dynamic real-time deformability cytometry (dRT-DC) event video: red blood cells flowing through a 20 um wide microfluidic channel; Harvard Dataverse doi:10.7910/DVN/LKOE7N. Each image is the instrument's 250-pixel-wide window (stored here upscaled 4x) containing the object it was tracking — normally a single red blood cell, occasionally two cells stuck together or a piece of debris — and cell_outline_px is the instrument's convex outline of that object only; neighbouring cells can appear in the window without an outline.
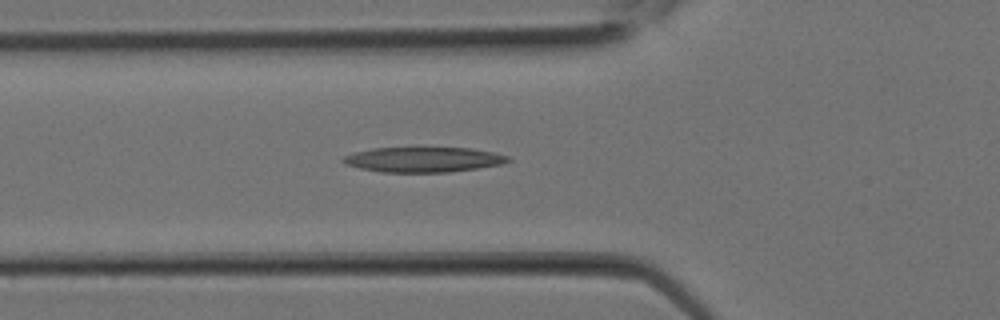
{"species": "Egyptian fruit bat (a non-hibernating species)", "species_latin": "Rousettus aegyptiacus", "temperature_condition": "room temperature", "stored_images_in_passage": 25, "camera_frame_rate_fps": 3000, "um_per_image_px": 0.085, "animal": {"sex": "female"}, "frame": {"image": 1, "passage_image": 8, "time_ms": 2.333, "image_size_px": [1000, 320], "cell_outline_px": [[512, 160], [500, 164], [476, 168], [448, 172], [380, 172], [360, 168], [344, 164], [340, 160], [344, 156], [352, 152], [372, 148], [468, 148], [496, 152], [508, 156]], "centroid_in_image_um": [35.94, 13.56], "position_along_channel_um": 89.9, "area_um2": 24.1}}
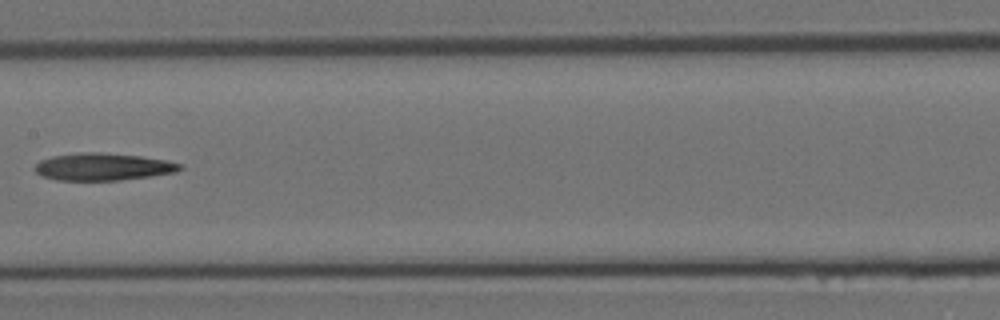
{"frame": {"image": 2, "passage_image": 12, "time_ms": 3.667, "image_size_px": [1000, 320], "cell_outline_px": [[184, 168], [176, 172], [120, 180], [56, 180], [44, 176], [36, 172], [36, 164], [40, 160], [52, 156], [76, 152], [100, 152], [140, 156], [168, 160], [180, 164]], "centroid_in_image_um": [8.76, 14.16], "position_along_channel_um": 198.6, "area_um2": 23.0}}
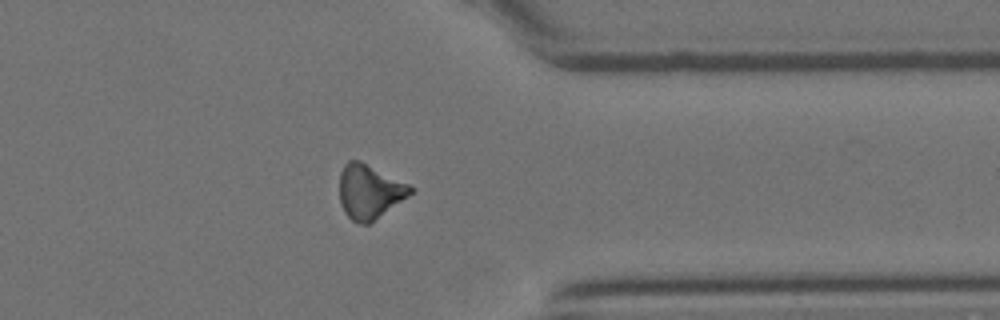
{"frame": {"image": 3, "passage_image": 19, "time_ms": 6.0, "image_size_px": [1000, 320], "cell_outline_px": [[416, 188], [408, 196], [368, 224], [360, 224], [352, 220], [344, 212], [340, 204], [340, 172], [344, 164], [348, 160], [360, 160]], "centroid_in_image_um": [31.38, 16.27], "position_along_channel_um": 380.0, "area_um2": 22.25}}